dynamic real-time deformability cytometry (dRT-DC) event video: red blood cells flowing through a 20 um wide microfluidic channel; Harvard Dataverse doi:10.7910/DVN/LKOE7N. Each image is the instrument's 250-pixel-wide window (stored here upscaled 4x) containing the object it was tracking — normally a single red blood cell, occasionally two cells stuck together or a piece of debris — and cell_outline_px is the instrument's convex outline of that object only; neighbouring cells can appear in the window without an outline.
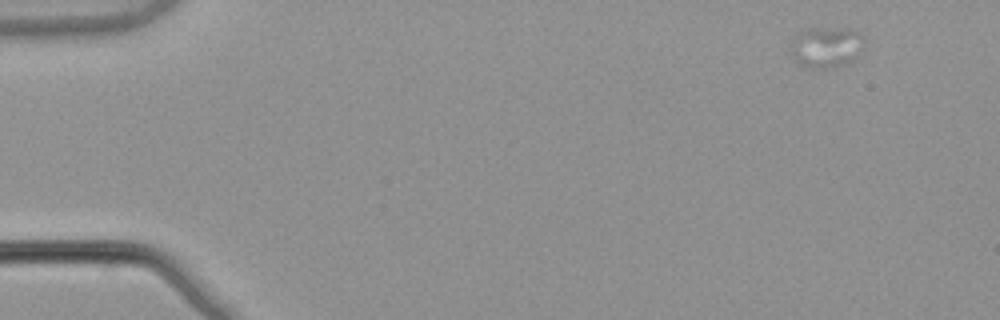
{"species": "common noctule bat (a hibernating species)", "species_latin": "Nyctalus noctula", "temperature_condition": "warm", "stored_images_in_passage": 24, "camera_frame_rate_fps": 3000, "um_per_image_px": 0.085, "animal": {"sex": "male", "body_mass_g": 21.5, "forearm_length_mm": 52.0}, "frame": {"image": 1, "passage_image": 1, "time_ms": 0.0, "image_size_px": [1000, 320], "cell_outline_px": [[868, 40], [856, 56], [852, 60], [836, 68], [804, 68], [792, 56], [788, 48], [792, 40], [800, 32], [808, 28], [848, 28], [860, 32]], "centroid_in_image_um": [70.25, 4.0], "position_along_channel_um": 14.8, "area_um2": 17.98}}
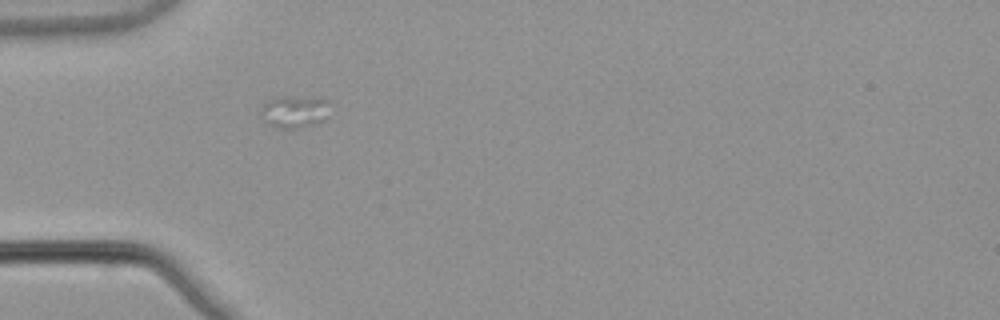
{"frame": {"image": 2, "passage_image": 14, "time_ms": 4.333, "image_size_px": [1000, 320], "cell_outline_px": [[328, 116], [324, 120], [312, 124], [296, 128], [280, 128], [272, 124], [260, 112], [260, 108], [272, 96], [312, 96], [328, 100]], "centroid_in_image_um": [25.07, 9.43], "position_along_channel_um": 59.9, "area_um2": 12.95}}
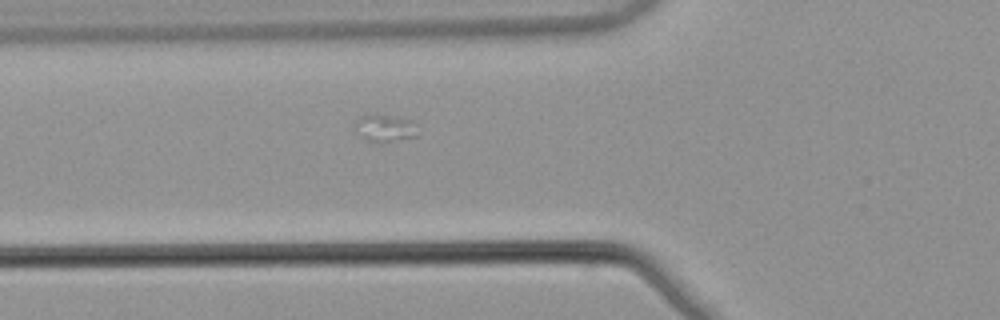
{"frame": {"image": 3, "passage_image": 17, "time_ms": 5.333, "image_size_px": [1000, 320], "cell_outline_px": [[416, 136], [392, 140], [368, 140], [360, 136], [352, 124], [360, 116], [372, 112], [376, 112], [416, 120]], "centroid_in_image_um": [32.69, 10.79], "position_along_channel_um": 93.1, "area_um2": 10.12}}